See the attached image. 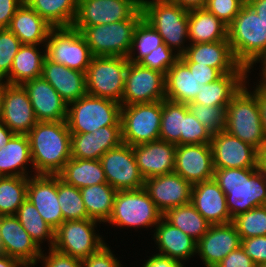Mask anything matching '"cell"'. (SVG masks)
<instances>
[{"label":"cell","mask_w":266,"mask_h":267,"mask_svg":"<svg viewBox=\"0 0 266 267\" xmlns=\"http://www.w3.org/2000/svg\"><path fill=\"white\" fill-rule=\"evenodd\" d=\"M214 169L258 168V150L223 130L211 139Z\"/></svg>","instance_id":"obj_18"},{"label":"cell","mask_w":266,"mask_h":267,"mask_svg":"<svg viewBox=\"0 0 266 267\" xmlns=\"http://www.w3.org/2000/svg\"><path fill=\"white\" fill-rule=\"evenodd\" d=\"M251 92L257 97L262 128L266 137V88L256 85V87Z\"/></svg>","instance_id":"obj_58"},{"label":"cell","mask_w":266,"mask_h":267,"mask_svg":"<svg viewBox=\"0 0 266 267\" xmlns=\"http://www.w3.org/2000/svg\"><path fill=\"white\" fill-rule=\"evenodd\" d=\"M54 28L72 27L77 15L78 0H24Z\"/></svg>","instance_id":"obj_38"},{"label":"cell","mask_w":266,"mask_h":267,"mask_svg":"<svg viewBox=\"0 0 266 267\" xmlns=\"http://www.w3.org/2000/svg\"><path fill=\"white\" fill-rule=\"evenodd\" d=\"M243 5L242 0H207L204 8L229 26Z\"/></svg>","instance_id":"obj_50"},{"label":"cell","mask_w":266,"mask_h":267,"mask_svg":"<svg viewBox=\"0 0 266 267\" xmlns=\"http://www.w3.org/2000/svg\"><path fill=\"white\" fill-rule=\"evenodd\" d=\"M213 179L226 195L231 218L266 205V177L258 168L215 169Z\"/></svg>","instance_id":"obj_2"},{"label":"cell","mask_w":266,"mask_h":267,"mask_svg":"<svg viewBox=\"0 0 266 267\" xmlns=\"http://www.w3.org/2000/svg\"><path fill=\"white\" fill-rule=\"evenodd\" d=\"M14 133L0 121V149L12 138Z\"/></svg>","instance_id":"obj_61"},{"label":"cell","mask_w":266,"mask_h":267,"mask_svg":"<svg viewBox=\"0 0 266 267\" xmlns=\"http://www.w3.org/2000/svg\"><path fill=\"white\" fill-rule=\"evenodd\" d=\"M48 254L41 252L39 261L42 260L44 267H82V260L74 258L56 251L54 248H49Z\"/></svg>","instance_id":"obj_53"},{"label":"cell","mask_w":266,"mask_h":267,"mask_svg":"<svg viewBox=\"0 0 266 267\" xmlns=\"http://www.w3.org/2000/svg\"><path fill=\"white\" fill-rule=\"evenodd\" d=\"M0 105H1V82H0Z\"/></svg>","instance_id":"obj_67"},{"label":"cell","mask_w":266,"mask_h":267,"mask_svg":"<svg viewBox=\"0 0 266 267\" xmlns=\"http://www.w3.org/2000/svg\"><path fill=\"white\" fill-rule=\"evenodd\" d=\"M176 146L160 139L132 146L144 179L174 172Z\"/></svg>","instance_id":"obj_26"},{"label":"cell","mask_w":266,"mask_h":267,"mask_svg":"<svg viewBox=\"0 0 266 267\" xmlns=\"http://www.w3.org/2000/svg\"><path fill=\"white\" fill-rule=\"evenodd\" d=\"M163 218L197 242L207 233L211 225L191 202L168 209Z\"/></svg>","instance_id":"obj_39"},{"label":"cell","mask_w":266,"mask_h":267,"mask_svg":"<svg viewBox=\"0 0 266 267\" xmlns=\"http://www.w3.org/2000/svg\"><path fill=\"white\" fill-rule=\"evenodd\" d=\"M41 77L70 104L87 94L86 73L70 69L45 58Z\"/></svg>","instance_id":"obj_28"},{"label":"cell","mask_w":266,"mask_h":267,"mask_svg":"<svg viewBox=\"0 0 266 267\" xmlns=\"http://www.w3.org/2000/svg\"><path fill=\"white\" fill-rule=\"evenodd\" d=\"M249 74H223L209 84H202L193 102L207 106H228L231 99L245 85Z\"/></svg>","instance_id":"obj_34"},{"label":"cell","mask_w":266,"mask_h":267,"mask_svg":"<svg viewBox=\"0 0 266 267\" xmlns=\"http://www.w3.org/2000/svg\"><path fill=\"white\" fill-rule=\"evenodd\" d=\"M58 176L79 189L107 183L100 160L70 158Z\"/></svg>","instance_id":"obj_36"},{"label":"cell","mask_w":266,"mask_h":267,"mask_svg":"<svg viewBox=\"0 0 266 267\" xmlns=\"http://www.w3.org/2000/svg\"><path fill=\"white\" fill-rule=\"evenodd\" d=\"M163 218V213L157 208L147 191L119 190L116 193L113 210L106 223L116 227L155 228Z\"/></svg>","instance_id":"obj_8"},{"label":"cell","mask_w":266,"mask_h":267,"mask_svg":"<svg viewBox=\"0 0 266 267\" xmlns=\"http://www.w3.org/2000/svg\"><path fill=\"white\" fill-rule=\"evenodd\" d=\"M153 239L159 250L156 254L177 260L183 265L197 254V241L164 218L155 226Z\"/></svg>","instance_id":"obj_29"},{"label":"cell","mask_w":266,"mask_h":267,"mask_svg":"<svg viewBox=\"0 0 266 267\" xmlns=\"http://www.w3.org/2000/svg\"><path fill=\"white\" fill-rule=\"evenodd\" d=\"M191 203L211 225L233 220L227 209L226 195L213 178L192 185Z\"/></svg>","instance_id":"obj_27"},{"label":"cell","mask_w":266,"mask_h":267,"mask_svg":"<svg viewBox=\"0 0 266 267\" xmlns=\"http://www.w3.org/2000/svg\"><path fill=\"white\" fill-rule=\"evenodd\" d=\"M143 18L141 7L127 20L116 23L85 27L81 34L85 37L93 56H120L130 54L133 35Z\"/></svg>","instance_id":"obj_7"},{"label":"cell","mask_w":266,"mask_h":267,"mask_svg":"<svg viewBox=\"0 0 266 267\" xmlns=\"http://www.w3.org/2000/svg\"><path fill=\"white\" fill-rule=\"evenodd\" d=\"M240 246L241 238L232 222L210 225L207 233L197 242V254L205 267H215Z\"/></svg>","instance_id":"obj_23"},{"label":"cell","mask_w":266,"mask_h":267,"mask_svg":"<svg viewBox=\"0 0 266 267\" xmlns=\"http://www.w3.org/2000/svg\"><path fill=\"white\" fill-rule=\"evenodd\" d=\"M82 267H123L110 246L104 245L97 253L82 260Z\"/></svg>","instance_id":"obj_51"},{"label":"cell","mask_w":266,"mask_h":267,"mask_svg":"<svg viewBox=\"0 0 266 267\" xmlns=\"http://www.w3.org/2000/svg\"><path fill=\"white\" fill-rule=\"evenodd\" d=\"M0 121L14 134H25L37 124L30 98L22 85L1 82Z\"/></svg>","instance_id":"obj_16"},{"label":"cell","mask_w":266,"mask_h":267,"mask_svg":"<svg viewBox=\"0 0 266 267\" xmlns=\"http://www.w3.org/2000/svg\"><path fill=\"white\" fill-rule=\"evenodd\" d=\"M241 247L256 265L266 263V235L241 239Z\"/></svg>","instance_id":"obj_52"},{"label":"cell","mask_w":266,"mask_h":267,"mask_svg":"<svg viewBox=\"0 0 266 267\" xmlns=\"http://www.w3.org/2000/svg\"><path fill=\"white\" fill-rule=\"evenodd\" d=\"M266 26V0H253L248 3Z\"/></svg>","instance_id":"obj_60"},{"label":"cell","mask_w":266,"mask_h":267,"mask_svg":"<svg viewBox=\"0 0 266 267\" xmlns=\"http://www.w3.org/2000/svg\"><path fill=\"white\" fill-rule=\"evenodd\" d=\"M169 1L176 3L177 5L188 11L193 9L204 8L207 3V0H169Z\"/></svg>","instance_id":"obj_59"},{"label":"cell","mask_w":266,"mask_h":267,"mask_svg":"<svg viewBox=\"0 0 266 267\" xmlns=\"http://www.w3.org/2000/svg\"><path fill=\"white\" fill-rule=\"evenodd\" d=\"M215 267H256V264L246 254L245 250L240 246L238 249L231 251Z\"/></svg>","instance_id":"obj_55"},{"label":"cell","mask_w":266,"mask_h":267,"mask_svg":"<svg viewBox=\"0 0 266 267\" xmlns=\"http://www.w3.org/2000/svg\"><path fill=\"white\" fill-rule=\"evenodd\" d=\"M184 63L203 64L218 69L222 74H248L234 57L228 40L189 44L186 52L179 56Z\"/></svg>","instance_id":"obj_19"},{"label":"cell","mask_w":266,"mask_h":267,"mask_svg":"<svg viewBox=\"0 0 266 267\" xmlns=\"http://www.w3.org/2000/svg\"><path fill=\"white\" fill-rule=\"evenodd\" d=\"M165 74L129 61L125 74L122 106L163 101Z\"/></svg>","instance_id":"obj_13"},{"label":"cell","mask_w":266,"mask_h":267,"mask_svg":"<svg viewBox=\"0 0 266 267\" xmlns=\"http://www.w3.org/2000/svg\"><path fill=\"white\" fill-rule=\"evenodd\" d=\"M21 45L8 28L0 29V82L10 74L14 57Z\"/></svg>","instance_id":"obj_47"},{"label":"cell","mask_w":266,"mask_h":267,"mask_svg":"<svg viewBox=\"0 0 266 267\" xmlns=\"http://www.w3.org/2000/svg\"><path fill=\"white\" fill-rule=\"evenodd\" d=\"M80 192L88 217L106 224L112 214L117 190L108 183H101L81 188Z\"/></svg>","instance_id":"obj_37"},{"label":"cell","mask_w":266,"mask_h":267,"mask_svg":"<svg viewBox=\"0 0 266 267\" xmlns=\"http://www.w3.org/2000/svg\"><path fill=\"white\" fill-rule=\"evenodd\" d=\"M27 186V177H0V216L16 215L27 198Z\"/></svg>","instance_id":"obj_42"},{"label":"cell","mask_w":266,"mask_h":267,"mask_svg":"<svg viewBox=\"0 0 266 267\" xmlns=\"http://www.w3.org/2000/svg\"><path fill=\"white\" fill-rule=\"evenodd\" d=\"M26 90L37 121H66L68 104L42 77L22 84Z\"/></svg>","instance_id":"obj_25"},{"label":"cell","mask_w":266,"mask_h":267,"mask_svg":"<svg viewBox=\"0 0 266 267\" xmlns=\"http://www.w3.org/2000/svg\"><path fill=\"white\" fill-rule=\"evenodd\" d=\"M42 249L32 240L15 215L0 216V253L35 267Z\"/></svg>","instance_id":"obj_17"},{"label":"cell","mask_w":266,"mask_h":267,"mask_svg":"<svg viewBox=\"0 0 266 267\" xmlns=\"http://www.w3.org/2000/svg\"><path fill=\"white\" fill-rule=\"evenodd\" d=\"M256 63H261V66H262V67H260L262 70L260 72L261 74L259 73L260 79H258L260 81H258L259 84L257 82L256 85L263 87V88H266V52L254 64H256Z\"/></svg>","instance_id":"obj_63"},{"label":"cell","mask_w":266,"mask_h":267,"mask_svg":"<svg viewBox=\"0 0 266 267\" xmlns=\"http://www.w3.org/2000/svg\"><path fill=\"white\" fill-rule=\"evenodd\" d=\"M143 19L162 37L163 42L177 55L186 52L188 43V14L169 0H141Z\"/></svg>","instance_id":"obj_4"},{"label":"cell","mask_w":266,"mask_h":267,"mask_svg":"<svg viewBox=\"0 0 266 267\" xmlns=\"http://www.w3.org/2000/svg\"><path fill=\"white\" fill-rule=\"evenodd\" d=\"M191 113L212 134L221 132L225 128L227 106H207L199 103L187 104Z\"/></svg>","instance_id":"obj_46"},{"label":"cell","mask_w":266,"mask_h":267,"mask_svg":"<svg viewBox=\"0 0 266 267\" xmlns=\"http://www.w3.org/2000/svg\"><path fill=\"white\" fill-rule=\"evenodd\" d=\"M251 1H253V0H243V3H244V4H248V3H250Z\"/></svg>","instance_id":"obj_65"},{"label":"cell","mask_w":266,"mask_h":267,"mask_svg":"<svg viewBox=\"0 0 266 267\" xmlns=\"http://www.w3.org/2000/svg\"><path fill=\"white\" fill-rule=\"evenodd\" d=\"M27 135L34 175H58L71 158L66 121H38Z\"/></svg>","instance_id":"obj_1"},{"label":"cell","mask_w":266,"mask_h":267,"mask_svg":"<svg viewBox=\"0 0 266 267\" xmlns=\"http://www.w3.org/2000/svg\"><path fill=\"white\" fill-rule=\"evenodd\" d=\"M0 267H26L19 260L0 253Z\"/></svg>","instance_id":"obj_62"},{"label":"cell","mask_w":266,"mask_h":267,"mask_svg":"<svg viewBox=\"0 0 266 267\" xmlns=\"http://www.w3.org/2000/svg\"><path fill=\"white\" fill-rule=\"evenodd\" d=\"M128 58L93 56L86 72L87 94L121 103Z\"/></svg>","instance_id":"obj_9"},{"label":"cell","mask_w":266,"mask_h":267,"mask_svg":"<svg viewBox=\"0 0 266 267\" xmlns=\"http://www.w3.org/2000/svg\"><path fill=\"white\" fill-rule=\"evenodd\" d=\"M144 189L163 214L191 202L192 185L175 172L145 179Z\"/></svg>","instance_id":"obj_21"},{"label":"cell","mask_w":266,"mask_h":267,"mask_svg":"<svg viewBox=\"0 0 266 267\" xmlns=\"http://www.w3.org/2000/svg\"><path fill=\"white\" fill-rule=\"evenodd\" d=\"M40 45L22 44L14 57L10 74L4 83L22 85L24 82L41 77L46 49L40 51ZM6 80V81H5Z\"/></svg>","instance_id":"obj_33"},{"label":"cell","mask_w":266,"mask_h":267,"mask_svg":"<svg viewBox=\"0 0 266 267\" xmlns=\"http://www.w3.org/2000/svg\"><path fill=\"white\" fill-rule=\"evenodd\" d=\"M15 216L40 249H43L41 248L43 241L50 242L48 243L50 245H48L49 248L53 247L55 230L44 221L29 200L26 199L23 202Z\"/></svg>","instance_id":"obj_40"},{"label":"cell","mask_w":266,"mask_h":267,"mask_svg":"<svg viewBox=\"0 0 266 267\" xmlns=\"http://www.w3.org/2000/svg\"><path fill=\"white\" fill-rule=\"evenodd\" d=\"M122 143L121 126H103L92 133H71V158L100 160L108 150Z\"/></svg>","instance_id":"obj_24"},{"label":"cell","mask_w":266,"mask_h":267,"mask_svg":"<svg viewBox=\"0 0 266 267\" xmlns=\"http://www.w3.org/2000/svg\"><path fill=\"white\" fill-rule=\"evenodd\" d=\"M97 224L101 223L93 219L62 222L54 232L52 248L80 260L87 259L107 244L96 232Z\"/></svg>","instance_id":"obj_10"},{"label":"cell","mask_w":266,"mask_h":267,"mask_svg":"<svg viewBox=\"0 0 266 267\" xmlns=\"http://www.w3.org/2000/svg\"><path fill=\"white\" fill-rule=\"evenodd\" d=\"M57 194L64 221L90 219L79 188L63 181L57 175Z\"/></svg>","instance_id":"obj_43"},{"label":"cell","mask_w":266,"mask_h":267,"mask_svg":"<svg viewBox=\"0 0 266 267\" xmlns=\"http://www.w3.org/2000/svg\"><path fill=\"white\" fill-rule=\"evenodd\" d=\"M258 170L266 177V145L258 151Z\"/></svg>","instance_id":"obj_64"},{"label":"cell","mask_w":266,"mask_h":267,"mask_svg":"<svg viewBox=\"0 0 266 267\" xmlns=\"http://www.w3.org/2000/svg\"><path fill=\"white\" fill-rule=\"evenodd\" d=\"M45 49L48 60L84 73L93 58L85 37L73 27L53 28Z\"/></svg>","instance_id":"obj_11"},{"label":"cell","mask_w":266,"mask_h":267,"mask_svg":"<svg viewBox=\"0 0 266 267\" xmlns=\"http://www.w3.org/2000/svg\"><path fill=\"white\" fill-rule=\"evenodd\" d=\"M178 59L179 55L163 43L158 46L157 49L142 58L138 64L149 69L157 70L166 75L167 71Z\"/></svg>","instance_id":"obj_49"},{"label":"cell","mask_w":266,"mask_h":267,"mask_svg":"<svg viewBox=\"0 0 266 267\" xmlns=\"http://www.w3.org/2000/svg\"><path fill=\"white\" fill-rule=\"evenodd\" d=\"M213 134L189 110L183 117L180 145L211 143Z\"/></svg>","instance_id":"obj_48"},{"label":"cell","mask_w":266,"mask_h":267,"mask_svg":"<svg viewBox=\"0 0 266 267\" xmlns=\"http://www.w3.org/2000/svg\"><path fill=\"white\" fill-rule=\"evenodd\" d=\"M194 77L202 84H209L219 79L223 74L216 68L196 63H185Z\"/></svg>","instance_id":"obj_54"},{"label":"cell","mask_w":266,"mask_h":267,"mask_svg":"<svg viewBox=\"0 0 266 267\" xmlns=\"http://www.w3.org/2000/svg\"><path fill=\"white\" fill-rule=\"evenodd\" d=\"M107 183L117 191L144 188L145 179L136 163L132 146L122 143L100 158Z\"/></svg>","instance_id":"obj_15"},{"label":"cell","mask_w":266,"mask_h":267,"mask_svg":"<svg viewBox=\"0 0 266 267\" xmlns=\"http://www.w3.org/2000/svg\"><path fill=\"white\" fill-rule=\"evenodd\" d=\"M27 200L38 210L41 217L56 230L63 222L57 194V175L28 177Z\"/></svg>","instance_id":"obj_22"},{"label":"cell","mask_w":266,"mask_h":267,"mask_svg":"<svg viewBox=\"0 0 266 267\" xmlns=\"http://www.w3.org/2000/svg\"><path fill=\"white\" fill-rule=\"evenodd\" d=\"M28 164L32 165L33 168L28 135L14 134L8 143L0 149V177L19 176L28 178L34 176L33 171H27Z\"/></svg>","instance_id":"obj_31"},{"label":"cell","mask_w":266,"mask_h":267,"mask_svg":"<svg viewBox=\"0 0 266 267\" xmlns=\"http://www.w3.org/2000/svg\"><path fill=\"white\" fill-rule=\"evenodd\" d=\"M147 257L149 258L145 263H143L142 267H186L177 260L158 254H154L151 257Z\"/></svg>","instance_id":"obj_57"},{"label":"cell","mask_w":266,"mask_h":267,"mask_svg":"<svg viewBox=\"0 0 266 267\" xmlns=\"http://www.w3.org/2000/svg\"><path fill=\"white\" fill-rule=\"evenodd\" d=\"M241 239L266 235V205L241 213L233 218Z\"/></svg>","instance_id":"obj_45"},{"label":"cell","mask_w":266,"mask_h":267,"mask_svg":"<svg viewBox=\"0 0 266 267\" xmlns=\"http://www.w3.org/2000/svg\"><path fill=\"white\" fill-rule=\"evenodd\" d=\"M24 0H0V29L8 28L16 10Z\"/></svg>","instance_id":"obj_56"},{"label":"cell","mask_w":266,"mask_h":267,"mask_svg":"<svg viewBox=\"0 0 266 267\" xmlns=\"http://www.w3.org/2000/svg\"><path fill=\"white\" fill-rule=\"evenodd\" d=\"M163 43L160 34L142 18L134 31L131 51L127 57L128 61L138 63Z\"/></svg>","instance_id":"obj_44"},{"label":"cell","mask_w":266,"mask_h":267,"mask_svg":"<svg viewBox=\"0 0 266 267\" xmlns=\"http://www.w3.org/2000/svg\"><path fill=\"white\" fill-rule=\"evenodd\" d=\"M53 28L25 2L16 10L8 26V29L20 40L21 44H43V47Z\"/></svg>","instance_id":"obj_30"},{"label":"cell","mask_w":266,"mask_h":267,"mask_svg":"<svg viewBox=\"0 0 266 267\" xmlns=\"http://www.w3.org/2000/svg\"><path fill=\"white\" fill-rule=\"evenodd\" d=\"M247 81L226 108L224 130L258 151L266 145L257 97L247 88Z\"/></svg>","instance_id":"obj_5"},{"label":"cell","mask_w":266,"mask_h":267,"mask_svg":"<svg viewBox=\"0 0 266 267\" xmlns=\"http://www.w3.org/2000/svg\"><path fill=\"white\" fill-rule=\"evenodd\" d=\"M162 101L122 106V141L130 146L159 139Z\"/></svg>","instance_id":"obj_12"},{"label":"cell","mask_w":266,"mask_h":267,"mask_svg":"<svg viewBox=\"0 0 266 267\" xmlns=\"http://www.w3.org/2000/svg\"><path fill=\"white\" fill-rule=\"evenodd\" d=\"M256 267H266V263L260 264V265H256Z\"/></svg>","instance_id":"obj_66"},{"label":"cell","mask_w":266,"mask_h":267,"mask_svg":"<svg viewBox=\"0 0 266 267\" xmlns=\"http://www.w3.org/2000/svg\"><path fill=\"white\" fill-rule=\"evenodd\" d=\"M200 86L194 74L180 58L165 75V96L171 101L185 104L193 102Z\"/></svg>","instance_id":"obj_35"},{"label":"cell","mask_w":266,"mask_h":267,"mask_svg":"<svg viewBox=\"0 0 266 267\" xmlns=\"http://www.w3.org/2000/svg\"><path fill=\"white\" fill-rule=\"evenodd\" d=\"M141 7V0H78L73 28L116 23L129 19Z\"/></svg>","instance_id":"obj_14"},{"label":"cell","mask_w":266,"mask_h":267,"mask_svg":"<svg viewBox=\"0 0 266 267\" xmlns=\"http://www.w3.org/2000/svg\"><path fill=\"white\" fill-rule=\"evenodd\" d=\"M228 40V26L206 8L193 9L188 14L190 44Z\"/></svg>","instance_id":"obj_32"},{"label":"cell","mask_w":266,"mask_h":267,"mask_svg":"<svg viewBox=\"0 0 266 267\" xmlns=\"http://www.w3.org/2000/svg\"><path fill=\"white\" fill-rule=\"evenodd\" d=\"M188 111L187 104L164 99L162 101L159 139L180 145L181 132H183V117Z\"/></svg>","instance_id":"obj_41"},{"label":"cell","mask_w":266,"mask_h":267,"mask_svg":"<svg viewBox=\"0 0 266 267\" xmlns=\"http://www.w3.org/2000/svg\"><path fill=\"white\" fill-rule=\"evenodd\" d=\"M228 41L236 60L251 73L266 52V26L249 4H244L228 26Z\"/></svg>","instance_id":"obj_3"},{"label":"cell","mask_w":266,"mask_h":267,"mask_svg":"<svg viewBox=\"0 0 266 267\" xmlns=\"http://www.w3.org/2000/svg\"><path fill=\"white\" fill-rule=\"evenodd\" d=\"M214 171L210 143L176 146L174 172L191 185L212 179Z\"/></svg>","instance_id":"obj_20"},{"label":"cell","mask_w":266,"mask_h":267,"mask_svg":"<svg viewBox=\"0 0 266 267\" xmlns=\"http://www.w3.org/2000/svg\"><path fill=\"white\" fill-rule=\"evenodd\" d=\"M122 105L86 94L68 104L66 123L70 133H92L103 126H121Z\"/></svg>","instance_id":"obj_6"}]
</instances>
